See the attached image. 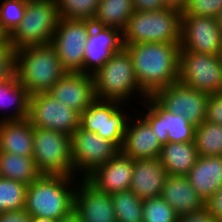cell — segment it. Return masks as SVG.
I'll return each mask as SVG.
<instances>
[{"label": "cell", "mask_w": 222, "mask_h": 222, "mask_svg": "<svg viewBox=\"0 0 222 222\" xmlns=\"http://www.w3.org/2000/svg\"><path fill=\"white\" fill-rule=\"evenodd\" d=\"M130 54L140 89L152 96L179 80L180 43L123 44Z\"/></svg>", "instance_id": "1"}, {"label": "cell", "mask_w": 222, "mask_h": 222, "mask_svg": "<svg viewBox=\"0 0 222 222\" xmlns=\"http://www.w3.org/2000/svg\"><path fill=\"white\" fill-rule=\"evenodd\" d=\"M80 177L40 175L27 186L24 211L30 216L58 220L74 210V193Z\"/></svg>", "instance_id": "2"}, {"label": "cell", "mask_w": 222, "mask_h": 222, "mask_svg": "<svg viewBox=\"0 0 222 222\" xmlns=\"http://www.w3.org/2000/svg\"><path fill=\"white\" fill-rule=\"evenodd\" d=\"M66 73L51 44L16 50V75L30 96L48 92Z\"/></svg>", "instance_id": "3"}, {"label": "cell", "mask_w": 222, "mask_h": 222, "mask_svg": "<svg viewBox=\"0 0 222 222\" xmlns=\"http://www.w3.org/2000/svg\"><path fill=\"white\" fill-rule=\"evenodd\" d=\"M92 76L94 93L98 100L128 104L132 100L131 98H137V102H142L147 97L139 87L132 58L124 47L114 53ZM139 97L141 100H138Z\"/></svg>", "instance_id": "4"}, {"label": "cell", "mask_w": 222, "mask_h": 222, "mask_svg": "<svg viewBox=\"0 0 222 222\" xmlns=\"http://www.w3.org/2000/svg\"><path fill=\"white\" fill-rule=\"evenodd\" d=\"M181 15L170 8L134 11L122 32V43H180Z\"/></svg>", "instance_id": "5"}, {"label": "cell", "mask_w": 222, "mask_h": 222, "mask_svg": "<svg viewBox=\"0 0 222 222\" xmlns=\"http://www.w3.org/2000/svg\"><path fill=\"white\" fill-rule=\"evenodd\" d=\"M60 17L56 0H28L19 26L9 36L15 49L51 44Z\"/></svg>", "instance_id": "6"}, {"label": "cell", "mask_w": 222, "mask_h": 222, "mask_svg": "<svg viewBox=\"0 0 222 222\" xmlns=\"http://www.w3.org/2000/svg\"><path fill=\"white\" fill-rule=\"evenodd\" d=\"M70 135L34 127L33 159L41 175L75 176Z\"/></svg>", "instance_id": "7"}, {"label": "cell", "mask_w": 222, "mask_h": 222, "mask_svg": "<svg viewBox=\"0 0 222 222\" xmlns=\"http://www.w3.org/2000/svg\"><path fill=\"white\" fill-rule=\"evenodd\" d=\"M125 106V107H124ZM128 104L96 99L80 114V127L113 142L121 149L129 122ZM125 108V109H124Z\"/></svg>", "instance_id": "8"}, {"label": "cell", "mask_w": 222, "mask_h": 222, "mask_svg": "<svg viewBox=\"0 0 222 222\" xmlns=\"http://www.w3.org/2000/svg\"><path fill=\"white\" fill-rule=\"evenodd\" d=\"M178 81L209 95L222 91L221 56L180 51Z\"/></svg>", "instance_id": "9"}, {"label": "cell", "mask_w": 222, "mask_h": 222, "mask_svg": "<svg viewBox=\"0 0 222 222\" xmlns=\"http://www.w3.org/2000/svg\"><path fill=\"white\" fill-rule=\"evenodd\" d=\"M70 143L74 175L78 177L80 174L81 179H85L120 151L113 142L81 127L70 136Z\"/></svg>", "instance_id": "10"}, {"label": "cell", "mask_w": 222, "mask_h": 222, "mask_svg": "<svg viewBox=\"0 0 222 222\" xmlns=\"http://www.w3.org/2000/svg\"><path fill=\"white\" fill-rule=\"evenodd\" d=\"M93 23L90 20L60 18L51 45L67 72H82L85 44Z\"/></svg>", "instance_id": "11"}, {"label": "cell", "mask_w": 222, "mask_h": 222, "mask_svg": "<svg viewBox=\"0 0 222 222\" xmlns=\"http://www.w3.org/2000/svg\"><path fill=\"white\" fill-rule=\"evenodd\" d=\"M28 119L34 127L70 136L80 127V114L47 92L30 96Z\"/></svg>", "instance_id": "12"}, {"label": "cell", "mask_w": 222, "mask_h": 222, "mask_svg": "<svg viewBox=\"0 0 222 222\" xmlns=\"http://www.w3.org/2000/svg\"><path fill=\"white\" fill-rule=\"evenodd\" d=\"M152 97L166 110L181 115L194 126L206 119L209 94L175 82L157 90Z\"/></svg>", "instance_id": "13"}, {"label": "cell", "mask_w": 222, "mask_h": 222, "mask_svg": "<svg viewBox=\"0 0 222 222\" xmlns=\"http://www.w3.org/2000/svg\"><path fill=\"white\" fill-rule=\"evenodd\" d=\"M180 51L220 55L222 30L214 17L181 15Z\"/></svg>", "instance_id": "14"}, {"label": "cell", "mask_w": 222, "mask_h": 222, "mask_svg": "<svg viewBox=\"0 0 222 222\" xmlns=\"http://www.w3.org/2000/svg\"><path fill=\"white\" fill-rule=\"evenodd\" d=\"M140 104L147 111L140 115L150 124L161 145L167 142L185 143L194 141L195 127L186 117L173 114L163 108L152 96H147ZM142 113V114H141Z\"/></svg>", "instance_id": "15"}, {"label": "cell", "mask_w": 222, "mask_h": 222, "mask_svg": "<svg viewBox=\"0 0 222 222\" xmlns=\"http://www.w3.org/2000/svg\"><path fill=\"white\" fill-rule=\"evenodd\" d=\"M47 93L79 114L96 100L93 76L82 72H67Z\"/></svg>", "instance_id": "16"}, {"label": "cell", "mask_w": 222, "mask_h": 222, "mask_svg": "<svg viewBox=\"0 0 222 222\" xmlns=\"http://www.w3.org/2000/svg\"><path fill=\"white\" fill-rule=\"evenodd\" d=\"M131 116L124 134V141L120 151L132 159H153L159 158L162 145L153 132L150 124L138 113ZM137 112V113H135Z\"/></svg>", "instance_id": "17"}, {"label": "cell", "mask_w": 222, "mask_h": 222, "mask_svg": "<svg viewBox=\"0 0 222 222\" xmlns=\"http://www.w3.org/2000/svg\"><path fill=\"white\" fill-rule=\"evenodd\" d=\"M123 47L121 31L93 24L85 44L83 73L94 74Z\"/></svg>", "instance_id": "18"}, {"label": "cell", "mask_w": 222, "mask_h": 222, "mask_svg": "<svg viewBox=\"0 0 222 222\" xmlns=\"http://www.w3.org/2000/svg\"><path fill=\"white\" fill-rule=\"evenodd\" d=\"M74 193V210L82 222H117L111 195L80 179Z\"/></svg>", "instance_id": "19"}, {"label": "cell", "mask_w": 222, "mask_h": 222, "mask_svg": "<svg viewBox=\"0 0 222 222\" xmlns=\"http://www.w3.org/2000/svg\"><path fill=\"white\" fill-rule=\"evenodd\" d=\"M133 159L119 151L112 159L97 167L85 179L98 191L113 194L130 190Z\"/></svg>", "instance_id": "20"}, {"label": "cell", "mask_w": 222, "mask_h": 222, "mask_svg": "<svg viewBox=\"0 0 222 222\" xmlns=\"http://www.w3.org/2000/svg\"><path fill=\"white\" fill-rule=\"evenodd\" d=\"M167 177L159 158L133 159L130 190L142 200L159 197Z\"/></svg>", "instance_id": "21"}, {"label": "cell", "mask_w": 222, "mask_h": 222, "mask_svg": "<svg viewBox=\"0 0 222 222\" xmlns=\"http://www.w3.org/2000/svg\"><path fill=\"white\" fill-rule=\"evenodd\" d=\"M180 216L205 207V201L195 191L187 176L168 175L160 195Z\"/></svg>", "instance_id": "22"}, {"label": "cell", "mask_w": 222, "mask_h": 222, "mask_svg": "<svg viewBox=\"0 0 222 222\" xmlns=\"http://www.w3.org/2000/svg\"><path fill=\"white\" fill-rule=\"evenodd\" d=\"M187 178L195 191L206 201L222 188V156H199Z\"/></svg>", "instance_id": "23"}, {"label": "cell", "mask_w": 222, "mask_h": 222, "mask_svg": "<svg viewBox=\"0 0 222 222\" xmlns=\"http://www.w3.org/2000/svg\"><path fill=\"white\" fill-rule=\"evenodd\" d=\"M29 101L30 95L16 74L0 81V122L28 118Z\"/></svg>", "instance_id": "24"}, {"label": "cell", "mask_w": 222, "mask_h": 222, "mask_svg": "<svg viewBox=\"0 0 222 222\" xmlns=\"http://www.w3.org/2000/svg\"><path fill=\"white\" fill-rule=\"evenodd\" d=\"M34 126L29 119L0 122V151L33 157Z\"/></svg>", "instance_id": "25"}, {"label": "cell", "mask_w": 222, "mask_h": 222, "mask_svg": "<svg viewBox=\"0 0 222 222\" xmlns=\"http://www.w3.org/2000/svg\"><path fill=\"white\" fill-rule=\"evenodd\" d=\"M198 157L194 141L167 142L162 145L159 159L168 175L187 176Z\"/></svg>", "instance_id": "26"}, {"label": "cell", "mask_w": 222, "mask_h": 222, "mask_svg": "<svg viewBox=\"0 0 222 222\" xmlns=\"http://www.w3.org/2000/svg\"><path fill=\"white\" fill-rule=\"evenodd\" d=\"M134 11L133 0H100L92 23L123 32Z\"/></svg>", "instance_id": "27"}, {"label": "cell", "mask_w": 222, "mask_h": 222, "mask_svg": "<svg viewBox=\"0 0 222 222\" xmlns=\"http://www.w3.org/2000/svg\"><path fill=\"white\" fill-rule=\"evenodd\" d=\"M40 175L33 157L0 151V177L29 185Z\"/></svg>", "instance_id": "28"}, {"label": "cell", "mask_w": 222, "mask_h": 222, "mask_svg": "<svg viewBox=\"0 0 222 222\" xmlns=\"http://www.w3.org/2000/svg\"><path fill=\"white\" fill-rule=\"evenodd\" d=\"M194 143L199 156H222V125L205 120L195 127Z\"/></svg>", "instance_id": "29"}, {"label": "cell", "mask_w": 222, "mask_h": 222, "mask_svg": "<svg viewBox=\"0 0 222 222\" xmlns=\"http://www.w3.org/2000/svg\"><path fill=\"white\" fill-rule=\"evenodd\" d=\"M117 222H142L143 200L131 190L111 194Z\"/></svg>", "instance_id": "30"}, {"label": "cell", "mask_w": 222, "mask_h": 222, "mask_svg": "<svg viewBox=\"0 0 222 222\" xmlns=\"http://www.w3.org/2000/svg\"><path fill=\"white\" fill-rule=\"evenodd\" d=\"M27 186L0 177V213L24 210Z\"/></svg>", "instance_id": "31"}, {"label": "cell", "mask_w": 222, "mask_h": 222, "mask_svg": "<svg viewBox=\"0 0 222 222\" xmlns=\"http://www.w3.org/2000/svg\"><path fill=\"white\" fill-rule=\"evenodd\" d=\"M100 0H56L60 18L92 21Z\"/></svg>", "instance_id": "32"}, {"label": "cell", "mask_w": 222, "mask_h": 222, "mask_svg": "<svg viewBox=\"0 0 222 222\" xmlns=\"http://www.w3.org/2000/svg\"><path fill=\"white\" fill-rule=\"evenodd\" d=\"M142 222H177L179 215L161 197L143 200Z\"/></svg>", "instance_id": "33"}, {"label": "cell", "mask_w": 222, "mask_h": 222, "mask_svg": "<svg viewBox=\"0 0 222 222\" xmlns=\"http://www.w3.org/2000/svg\"><path fill=\"white\" fill-rule=\"evenodd\" d=\"M28 0H0V25L10 36L25 14Z\"/></svg>", "instance_id": "34"}, {"label": "cell", "mask_w": 222, "mask_h": 222, "mask_svg": "<svg viewBox=\"0 0 222 222\" xmlns=\"http://www.w3.org/2000/svg\"><path fill=\"white\" fill-rule=\"evenodd\" d=\"M222 10V0H189L182 15L216 17Z\"/></svg>", "instance_id": "35"}, {"label": "cell", "mask_w": 222, "mask_h": 222, "mask_svg": "<svg viewBox=\"0 0 222 222\" xmlns=\"http://www.w3.org/2000/svg\"><path fill=\"white\" fill-rule=\"evenodd\" d=\"M16 74V50L8 43L0 48V81Z\"/></svg>", "instance_id": "36"}, {"label": "cell", "mask_w": 222, "mask_h": 222, "mask_svg": "<svg viewBox=\"0 0 222 222\" xmlns=\"http://www.w3.org/2000/svg\"><path fill=\"white\" fill-rule=\"evenodd\" d=\"M205 120L222 125V91L210 95Z\"/></svg>", "instance_id": "37"}, {"label": "cell", "mask_w": 222, "mask_h": 222, "mask_svg": "<svg viewBox=\"0 0 222 222\" xmlns=\"http://www.w3.org/2000/svg\"><path fill=\"white\" fill-rule=\"evenodd\" d=\"M205 208L218 222H222V188L205 201Z\"/></svg>", "instance_id": "38"}, {"label": "cell", "mask_w": 222, "mask_h": 222, "mask_svg": "<svg viewBox=\"0 0 222 222\" xmlns=\"http://www.w3.org/2000/svg\"><path fill=\"white\" fill-rule=\"evenodd\" d=\"M177 222H218L204 207L198 211L183 214L178 217Z\"/></svg>", "instance_id": "39"}, {"label": "cell", "mask_w": 222, "mask_h": 222, "mask_svg": "<svg viewBox=\"0 0 222 222\" xmlns=\"http://www.w3.org/2000/svg\"><path fill=\"white\" fill-rule=\"evenodd\" d=\"M135 11L150 12L165 8L162 0H133Z\"/></svg>", "instance_id": "40"}, {"label": "cell", "mask_w": 222, "mask_h": 222, "mask_svg": "<svg viewBox=\"0 0 222 222\" xmlns=\"http://www.w3.org/2000/svg\"><path fill=\"white\" fill-rule=\"evenodd\" d=\"M0 222H30V215L24 210L0 213Z\"/></svg>", "instance_id": "41"}, {"label": "cell", "mask_w": 222, "mask_h": 222, "mask_svg": "<svg viewBox=\"0 0 222 222\" xmlns=\"http://www.w3.org/2000/svg\"><path fill=\"white\" fill-rule=\"evenodd\" d=\"M189 0H162L165 8L174 9L183 13L186 9Z\"/></svg>", "instance_id": "42"}, {"label": "cell", "mask_w": 222, "mask_h": 222, "mask_svg": "<svg viewBox=\"0 0 222 222\" xmlns=\"http://www.w3.org/2000/svg\"><path fill=\"white\" fill-rule=\"evenodd\" d=\"M57 222H82V220L78 213L72 210L68 215L58 219Z\"/></svg>", "instance_id": "43"}, {"label": "cell", "mask_w": 222, "mask_h": 222, "mask_svg": "<svg viewBox=\"0 0 222 222\" xmlns=\"http://www.w3.org/2000/svg\"><path fill=\"white\" fill-rule=\"evenodd\" d=\"M9 43V35L2 29L0 25V48L5 47Z\"/></svg>", "instance_id": "44"}, {"label": "cell", "mask_w": 222, "mask_h": 222, "mask_svg": "<svg viewBox=\"0 0 222 222\" xmlns=\"http://www.w3.org/2000/svg\"><path fill=\"white\" fill-rule=\"evenodd\" d=\"M30 222H57V220L47 217L30 216Z\"/></svg>", "instance_id": "45"}, {"label": "cell", "mask_w": 222, "mask_h": 222, "mask_svg": "<svg viewBox=\"0 0 222 222\" xmlns=\"http://www.w3.org/2000/svg\"><path fill=\"white\" fill-rule=\"evenodd\" d=\"M215 19H216V23L219 25V27L222 30V10L217 14Z\"/></svg>", "instance_id": "46"}]
</instances>
